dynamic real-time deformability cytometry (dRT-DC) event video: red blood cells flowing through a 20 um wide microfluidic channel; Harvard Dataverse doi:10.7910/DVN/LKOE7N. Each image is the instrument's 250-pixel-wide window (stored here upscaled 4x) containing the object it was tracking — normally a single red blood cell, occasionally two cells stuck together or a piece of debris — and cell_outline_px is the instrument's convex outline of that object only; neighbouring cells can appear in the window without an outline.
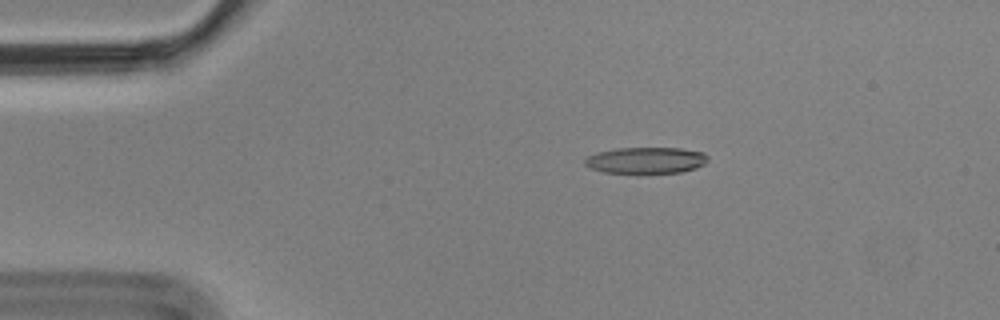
{"species": "Egyptian fruit bat (a non-hibernating species)", "species_latin": "Rousettus aegyptiacus", "temperature_condition": "cold", "stored_images_in_passage": 6, "camera_frame_rate_fps": 3000, "um_per_image_px": 0.085, "animal": {"sex": "male"}, "frame": {"image": 1, "passage_image": 3, "time_ms": 0.667, "image_size_px": [1000, 320], "cell_outline_px": [[708, 160], [704, 164], [696, 168], [680, 172], [640, 176], [604, 172], [588, 168], [584, 164], [584, 160], [588, 156], [596, 152], [616, 148], [680, 148], [704, 152], [708, 156]], "centroid_in_image_um": [54.88, 13.67], "position_along_channel_um": 30.1, "area_um2": 19.88}}
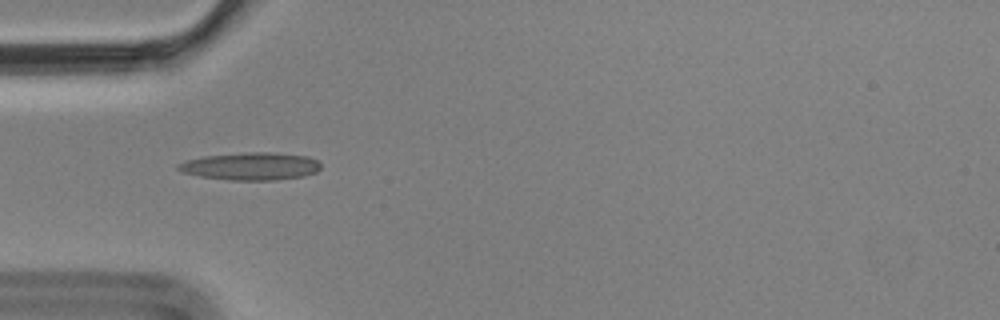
{"frame": {"image": 2, "passage_image": 5, "time_ms": 1.333, "image_size_px": [1000, 320], "cell_outline_px": [[320, 168], [316, 172], [304, 176], [276, 180], [228, 180], [200, 176], [184, 172], [176, 168], [176, 164], [184, 160], [204, 156], [248, 152], [268, 152], [308, 156], [316, 160], [320, 164]], "centroid_in_image_um": [21.3, 14.13], "position_along_channel_um": 63.7, "area_um2": 22.95}}